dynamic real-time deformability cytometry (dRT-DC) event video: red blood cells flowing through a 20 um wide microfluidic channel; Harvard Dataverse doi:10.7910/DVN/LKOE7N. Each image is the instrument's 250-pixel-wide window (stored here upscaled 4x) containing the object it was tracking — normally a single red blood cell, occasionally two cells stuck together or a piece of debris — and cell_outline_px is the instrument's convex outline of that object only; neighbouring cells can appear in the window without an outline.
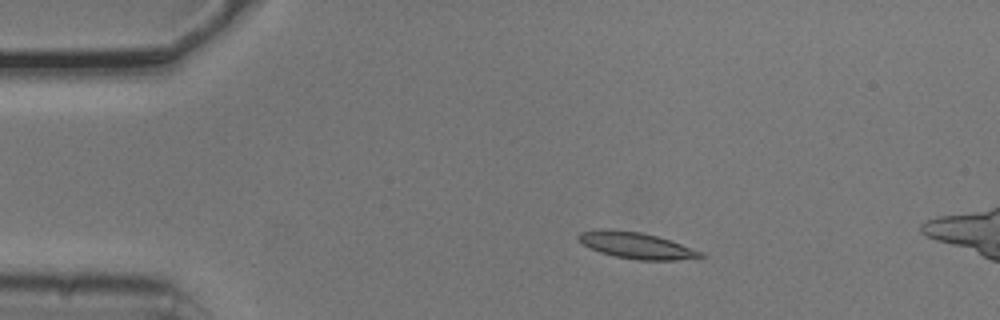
{"species": "common noctule bat (a hibernating species)", "species_latin": "Nyctalus noctula", "temperature_condition": "cold", "stored_images_in_passage": 4, "camera_frame_rate_fps": 3000, "um_per_image_px": 0.085, "animal": {"sex": "male", "body_mass_g": 20.5, "forearm_length_mm": 52.5}, "frame": {"image": 1, "passage_image": 2, "time_ms": 0.333, "image_size_px": [1000, 320], "cell_outline_px": [[708, 256], [676, 260], [636, 260], [616, 256], [600, 252], [584, 244], [576, 236], [580, 232], [600, 228], [604, 228], [640, 232], [656, 236], [704, 252]], "centroid_in_image_um": [54.09, 20.86], "position_along_channel_um": 30.9, "area_um2": 18.55}}